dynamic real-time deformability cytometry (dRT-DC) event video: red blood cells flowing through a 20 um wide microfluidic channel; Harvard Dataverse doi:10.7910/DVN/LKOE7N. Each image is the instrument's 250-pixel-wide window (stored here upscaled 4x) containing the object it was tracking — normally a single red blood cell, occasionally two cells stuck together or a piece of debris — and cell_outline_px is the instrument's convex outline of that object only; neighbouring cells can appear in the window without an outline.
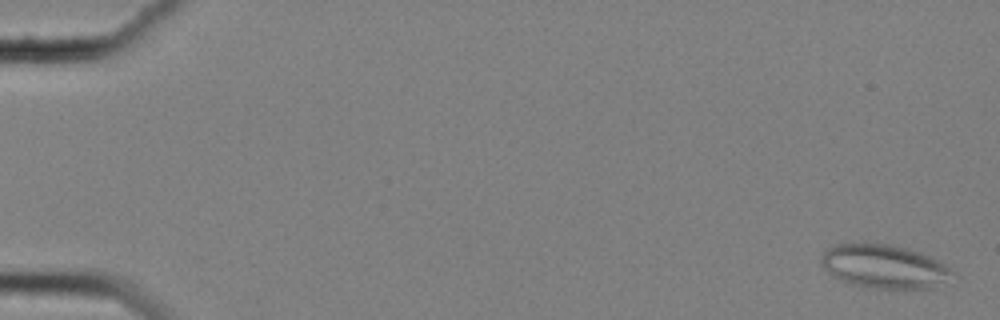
{"species": "common noctule bat (a hibernating species)", "species_latin": "Nyctalus noctula", "temperature_condition": "cold", "stored_images_in_passage": 58, "camera_frame_rate_fps": 3000, "um_per_image_px": 0.085, "animal": {"sex": "female", "body_mass_g": 25.1}, "frame": {"image": 1, "passage_image": 2, "time_ms": 0.333, "image_size_px": [1000, 320], "cell_outline_px": [[952, 272], [948, 276], [932, 288], [872, 288], [852, 284], [840, 280], [828, 272], [824, 268], [820, 260], [820, 256], [828, 248], [836, 244], [888, 244], [920, 252], [944, 264]], "centroid_in_image_um": [75.06, 22.64], "position_along_channel_um": 9.9, "area_um2": 32.48}}
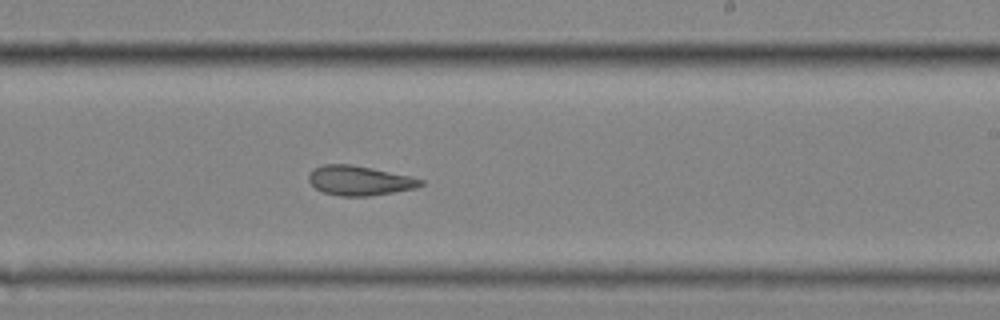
{"frame": {"image": 2, "passage_image": 37, "time_ms": 12.0, "image_size_px": [1000, 320], "cell_outline_px": [[424, 184], [416, 188], [368, 196], [340, 196], [324, 192], [316, 188], [308, 180], [308, 176], [312, 168], [324, 164], [352, 164], [412, 176], [424, 180]], "centroid_in_image_um": [30.56, 15.33], "position_along_channel_um": 258.4, "area_um2": 19.36}}
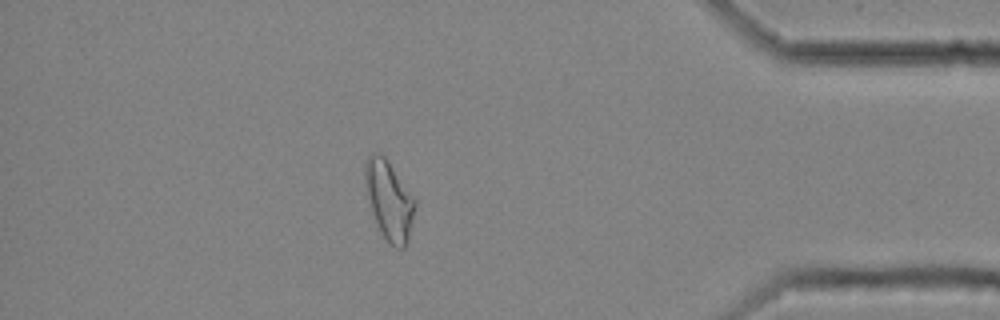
{"frame": {"image": 3, "passage_image": 52, "time_ms": 17.0, "image_size_px": [1000, 320], "cell_outline_px": [[416, 208], [408, 240], [404, 248], [396, 248], [388, 244], [380, 232], [376, 224], [372, 212], [364, 184], [364, 164], [368, 156], [372, 152], [380, 152], [384, 156], [416, 196]], "centroid_in_image_um": [33.09, 17.01], "position_along_channel_um": 402.1, "area_um2": 23.64}, "authors_computed_cell_mechanics": {"area_um2": 22.253, "velocity_mm_per_s": 3.5097, "shape_relaxation_time_tau1_ms": null, "shape_relaxation_time_tau2_ms": 4.0149, "deformation_change_tau1": null, "deformation_change_tau2": 0.1249}}